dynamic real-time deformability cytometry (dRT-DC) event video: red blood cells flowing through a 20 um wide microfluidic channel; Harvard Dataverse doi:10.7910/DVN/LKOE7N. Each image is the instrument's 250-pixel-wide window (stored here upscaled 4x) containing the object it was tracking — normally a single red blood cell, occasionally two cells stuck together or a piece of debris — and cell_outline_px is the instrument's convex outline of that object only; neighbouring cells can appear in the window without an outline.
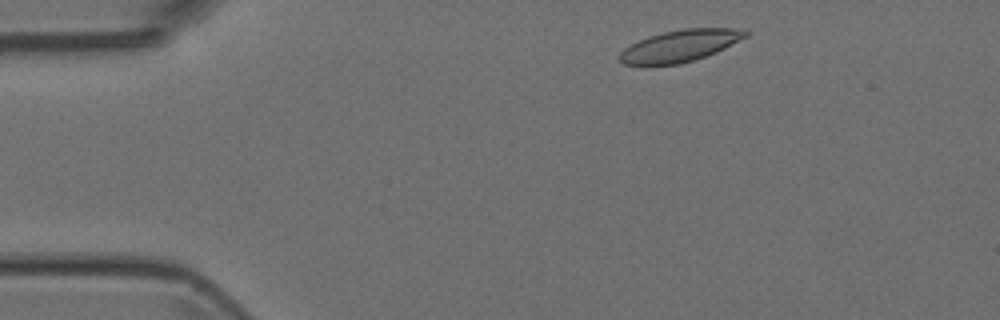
{"species": "Egyptian fruit bat (a non-hibernating species)", "species_latin": "Rousettus aegyptiacus", "temperature_condition": "room temperature", "stored_images_in_passage": 21, "camera_frame_rate_fps": 3000, "um_per_image_px": 0.085, "animal": {"sex": "female"}, "frame": {"image": 1, "passage_image": 3, "time_ms": 0.667, "image_size_px": [1000, 320], "cell_outline_px": [[752, 32], [748, 36], [716, 52], [680, 64], [644, 68], [624, 64], [616, 60], [616, 56], [624, 48], [648, 36], [664, 32], [684, 28], [744, 28]], "centroid_in_image_um": [57.74, 3.93], "position_along_channel_um": 27.3, "area_um2": 24.1}}
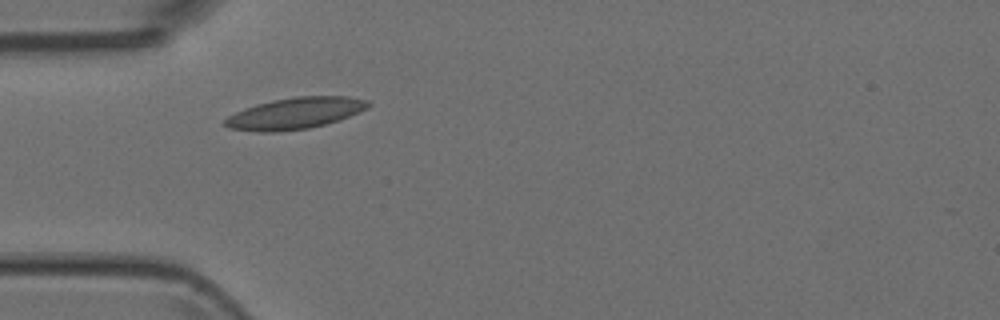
{"frame": {"image": 2, "passage_image": 10, "time_ms": 3.0, "image_size_px": [1000, 320], "cell_outline_px": [[372, 104], [368, 108], [360, 112], [324, 124], [308, 128], [276, 132], [260, 132], [228, 128], [224, 124], [224, 120], [228, 116], [244, 108], [256, 104], [272, 100], [296, 96], [348, 96], [368, 100]], "centroid_in_image_um": [25.08, 9.62], "position_along_channel_um": 59.9, "area_um2": 26.18}}
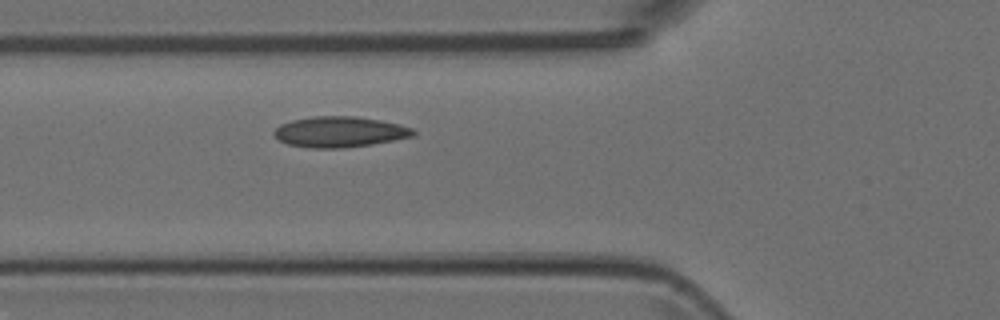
{"frame": {"image": 3, "passage_image": 13, "time_ms": 4.0, "image_size_px": [1000, 320], "cell_outline_px": [[416, 132], [412, 136], [372, 144], [344, 148], [308, 148], [288, 144], [280, 140], [272, 132], [280, 124], [292, 120], [312, 116], [356, 116], [380, 120], [400, 124], [412, 128]], "centroid_in_image_um": [28.85, 11.2], "position_along_channel_um": 96.9, "area_um2": 24.85}}